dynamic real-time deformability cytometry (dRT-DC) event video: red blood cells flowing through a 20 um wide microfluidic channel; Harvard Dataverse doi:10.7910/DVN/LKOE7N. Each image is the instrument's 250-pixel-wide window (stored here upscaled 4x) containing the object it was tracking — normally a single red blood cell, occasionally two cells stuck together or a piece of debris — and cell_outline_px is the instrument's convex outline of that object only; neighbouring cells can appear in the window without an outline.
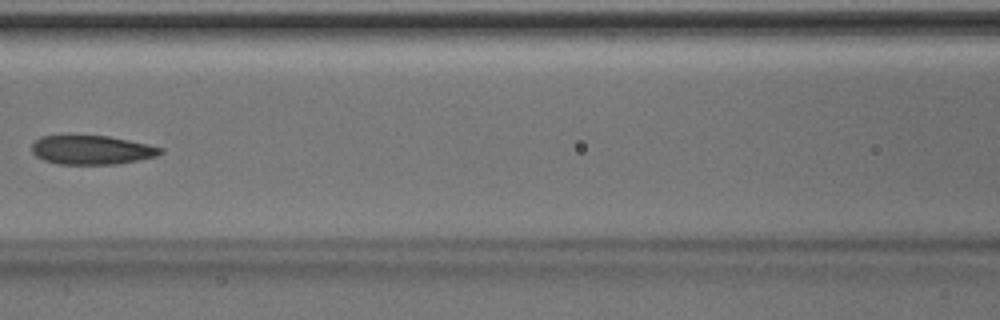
{"species": "Egyptian fruit bat (a non-hibernating species)", "species_latin": "Rousettus aegyptiacus", "temperature_condition": "room temperature", "stored_images_in_passage": 7, "camera_frame_rate_fps": 3000, "um_per_image_px": 0.085, "animal": {"sex": "male"}, "frame": {"image": 1, "passage_image": 7, "time_ms": 2.0, "image_size_px": [1000, 320], "cell_outline_px": [[164, 152], [156, 156], [116, 164], [56, 164], [44, 160], [36, 156], [32, 152], [32, 144], [40, 136], [108, 136], [148, 144], [164, 148]], "centroid_in_image_um": [7.8, 12.75], "position_along_channel_um": 158.8, "area_um2": 21.62}}